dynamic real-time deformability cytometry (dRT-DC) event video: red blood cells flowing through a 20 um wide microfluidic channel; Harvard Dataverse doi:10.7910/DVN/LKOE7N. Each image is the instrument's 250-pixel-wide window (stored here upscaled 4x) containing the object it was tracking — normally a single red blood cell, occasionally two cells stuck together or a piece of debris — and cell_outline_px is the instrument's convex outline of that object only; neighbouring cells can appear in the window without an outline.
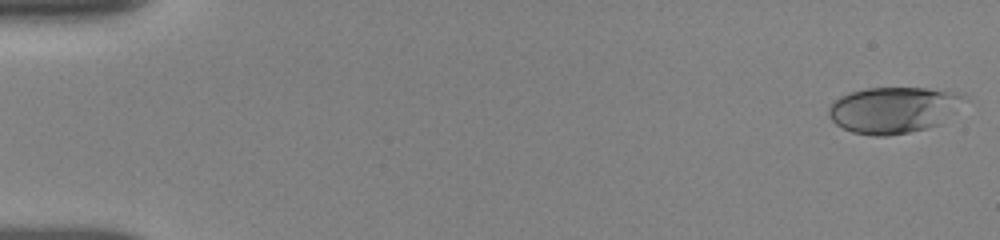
{"species": "human", "species_latin": "Homo sapiens", "temperature_condition": "room temperature", "stored_images_in_passage": 19, "camera_frame_rate_fps": 3000, "um_per_image_px": 0.085, "donor": {"sex": "female"}, "frame": {"image": 1, "passage_image": 1, "time_ms": 0.0, "image_size_px": [1000, 240], "cell_outline_px": [[968, 96], [940, 124], [908, 132], [884, 136], [876, 136], [852, 132], [836, 124], [828, 116], [828, 108], [840, 96], [864, 88], [928, 88], [964, 92]], "centroid_in_image_um": [75.95, 9.32], "position_along_channel_um": 9.1, "area_um2": 36.3}}
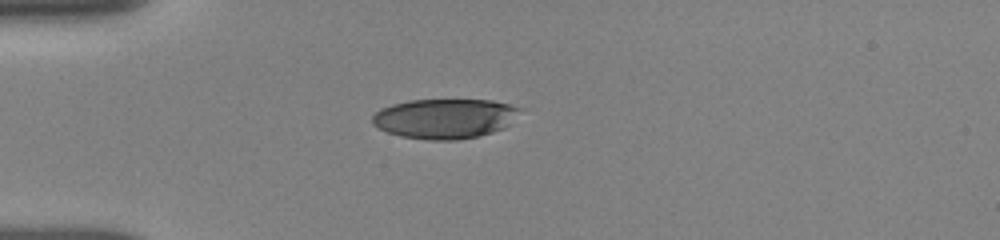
{"frame": {"image": 2, "passage_image": 16, "time_ms": 4.333, "image_size_px": [1000, 240], "cell_outline_px": [[524, 108], [504, 128], [492, 132], [476, 136], [456, 140], [428, 140], [400, 136], [388, 132], [372, 124], [372, 116], [380, 108], [392, 104], [408, 100], [492, 100]], "centroid_in_image_um": [37.79, 10.07], "position_along_channel_um": 47.2, "area_um2": 34.22}}